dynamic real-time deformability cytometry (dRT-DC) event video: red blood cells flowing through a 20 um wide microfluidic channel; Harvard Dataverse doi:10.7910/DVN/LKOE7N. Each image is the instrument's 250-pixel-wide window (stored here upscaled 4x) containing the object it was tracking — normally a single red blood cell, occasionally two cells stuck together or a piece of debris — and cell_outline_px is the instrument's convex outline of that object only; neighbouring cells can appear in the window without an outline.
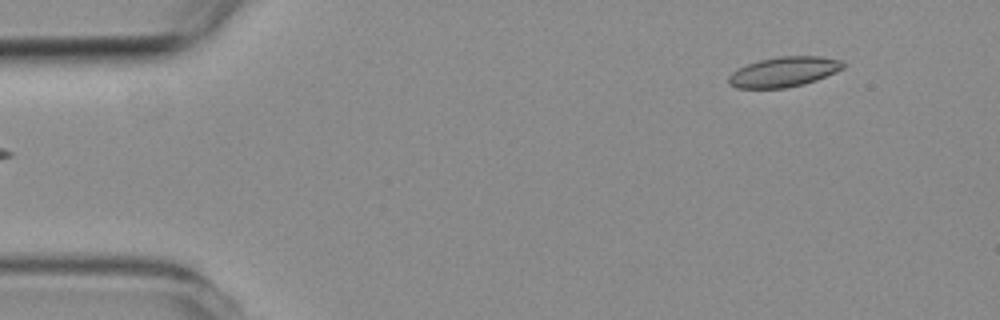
{"species": "common noctule bat (a hibernating species)", "species_latin": "Nyctalus noctula", "temperature_condition": "room temperature", "stored_images_in_passage": 3, "segment_of_instrument_passage": [2, 2], "camera_frame_rate_fps": 3000, "um_per_image_px": 0.085, "animal": {"sex": "female", "body_mass_g": 19.3, "forearm_length_mm": 54.1}, "frame": {"image": 1, "passage_image": 3, "time_ms": 2.333, "image_size_px": [1000, 320], "cell_outline_px": [[844, 68], [836, 72], [816, 80], [804, 84], [784, 88], [736, 88], [728, 84], [728, 76], [732, 72], [748, 64], [760, 60], [780, 56], [820, 56], [840, 60], [844, 64]], "centroid_in_image_um": [66.62, 6.11], "position_along_channel_um": 18.4, "area_um2": 19.94}}